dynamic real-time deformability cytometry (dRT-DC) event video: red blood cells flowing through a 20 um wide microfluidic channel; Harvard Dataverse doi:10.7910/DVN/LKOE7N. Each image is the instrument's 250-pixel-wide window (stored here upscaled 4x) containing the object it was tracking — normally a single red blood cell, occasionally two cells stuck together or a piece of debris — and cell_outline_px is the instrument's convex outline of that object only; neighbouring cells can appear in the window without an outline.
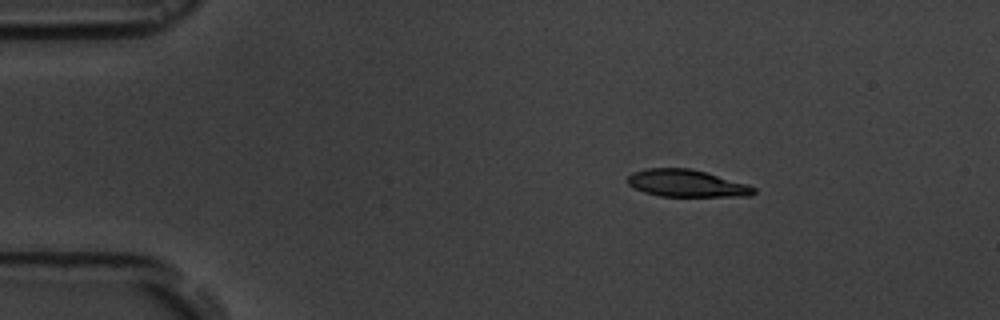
{"species": "common noctule bat (a hibernating species)", "species_latin": "Nyctalus noctula", "temperature_condition": "room temperature", "stored_images_in_passage": 4, "camera_frame_rate_fps": 3000, "um_per_image_px": 0.085, "animal": {"sex": "male", "body_mass_g": 19.5, "forearm_length_mm": 54.6}, "frame": {"image": 1, "passage_image": 2, "time_ms": 1.0, "image_size_px": [1000, 320], "cell_outline_px": [[756, 192], [752, 196], [660, 196], [644, 192], [628, 184], [628, 176], [632, 172], [648, 168], [692, 168], [748, 184], [756, 188]], "centroid_in_image_um": [58.39, 15.58], "position_along_channel_um": 26.6, "area_um2": 20.0}}